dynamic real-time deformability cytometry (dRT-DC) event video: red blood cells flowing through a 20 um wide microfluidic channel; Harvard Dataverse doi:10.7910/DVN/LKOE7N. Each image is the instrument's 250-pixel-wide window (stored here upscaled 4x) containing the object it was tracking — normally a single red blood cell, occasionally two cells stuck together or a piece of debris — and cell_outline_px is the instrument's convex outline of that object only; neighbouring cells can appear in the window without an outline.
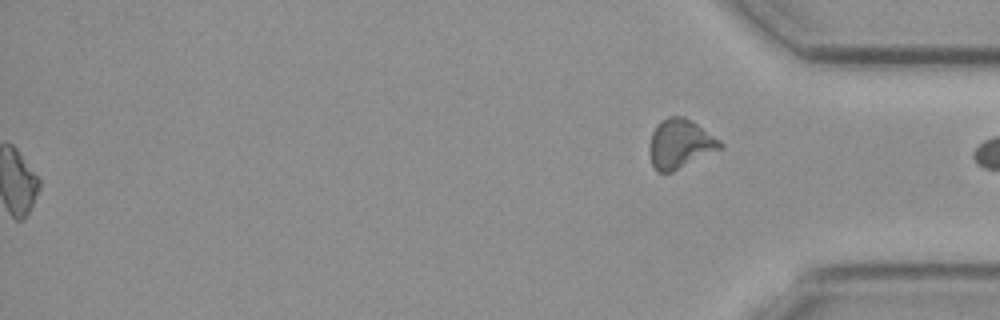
{"species": "common noctule bat (a hibernating species)", "species_latin": "Nyctalus noctula", "temperature_condition": "cold", "stored_images_in_passage": 55, "segment_of_instrument_passage": [2, 2], "camera_frame_rate_fps": 3000, "um_per_image_px": 0.085, "animal": {"sex": "female", "body_mass_g": 19.3, "forearm_length_mm": 54.1}, "frame": {"image": 1, "passage_image": 55, "time_ms": 18.0, "image_size_px": [1000, 320], "cell_outline_px": [[724, 148], [672, 172], [656, 172], [652, 164], [648, 148], [652, 132], [656, 124], [660, 120], [668, 116], [684, 116], [692, 120], [720, 140], [724, 144]], "centroid_in_image_um": [57.81, 12.22], "position_along_channel_um": 377.4, "area_um2": 20.63}}